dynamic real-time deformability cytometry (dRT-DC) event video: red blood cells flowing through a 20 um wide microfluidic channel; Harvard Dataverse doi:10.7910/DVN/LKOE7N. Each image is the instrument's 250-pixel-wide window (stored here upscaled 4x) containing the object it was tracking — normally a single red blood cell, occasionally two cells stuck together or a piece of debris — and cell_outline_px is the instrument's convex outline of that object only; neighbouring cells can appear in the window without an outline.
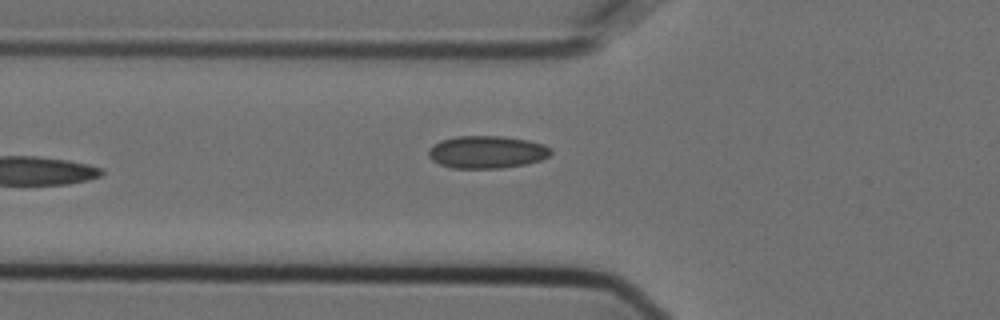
{"species": "Egyptian fruit bat (a non-hibernating species)", "species_latin": "Rousettus aegyptiacus", "temperature_condition": "cold", "stored_images_in_passage": 10, "camera_frame_rate_fps": 3000, "um_per_image_px": 0.085, "animal": {"sex": "female"}, "frame": {"image": 1, "passage_image": 2, "time_ms": 0.333, "image_size_px": [1000, 320], "cell_outline_px": [[552, 152], [548, 156], [540, 160], [524, 164], [500, 168], [452, 168], [440, 164], [432, 160], [428, 156], [428, 148], [432, 144], [440, 140], [456, 136], [500, 136], [528, 140], [544, 144], [552, 148]], "centroid_in_image_um": [41.35, 12.91], "position_along_channel_um": 84.4, "area_um2": 23.29}}
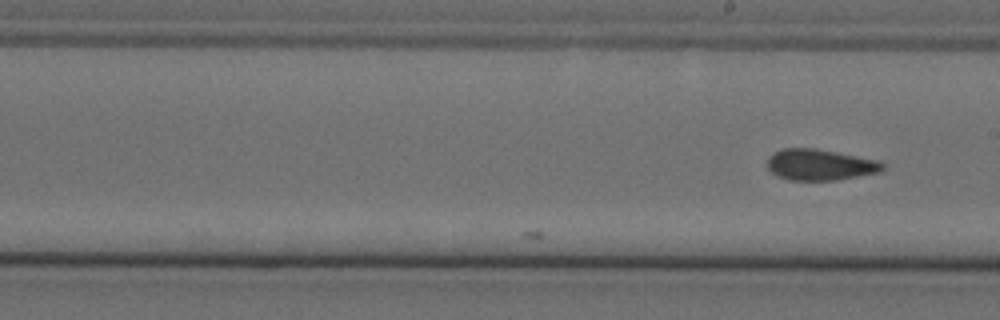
{"frame": {"image": 2, "passage_image": 10, "time_ms": 3.0, "image_size_px": [1000, 320], "cell_outline_px": [[884, 168], [880, 172], [836, 180], [788, 180], [776, 176], [768, 168], [768, 156], [772, 152], [784, 148], [812, 148], [836, 152], [880, 160], [884, 164]], "centroid_in_image_um": [69.69, 14.0], "position_along_channel_um": 219.3, "area_um2": 20.98}}